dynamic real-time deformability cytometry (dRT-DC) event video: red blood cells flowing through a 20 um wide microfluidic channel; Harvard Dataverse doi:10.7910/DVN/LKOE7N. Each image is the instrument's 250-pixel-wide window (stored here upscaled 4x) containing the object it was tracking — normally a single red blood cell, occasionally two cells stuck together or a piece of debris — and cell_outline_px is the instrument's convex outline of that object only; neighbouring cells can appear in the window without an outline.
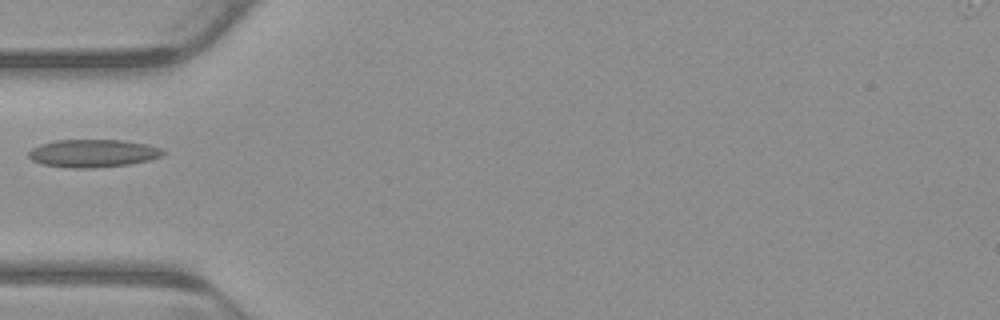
{"species": "common noctule bat (a hibernating species)", "species_latin": "Nyctalus noctula", "temperature_condition": "warm", "stored_images_in_passage": 5, "camera_frame_rate_fps": 3000, "um_per_image_px": 0.085, "animal": {"sex": "male", "body_mass_g": 23.1, "forearm_length_mm": 52.7}, "frame": {"image": 1, "passage_image": 5, "time_ms": 1.333, "image_size_px": [1000, 320], "cell_outline_px": [[164, 152], [160, 156], [148, 160], [128, 164], [92, 168], [68, 168], [44, 164], [32, 160], [28, 156], [28, 152], [32, 148], [40, 144], [56, 140], [124, 140], [148, 144], [160, 148]], "centroid_in_image_um": [7.87, 13.02], "position_along_channel_um": 77.1, "area_um2": 21.68}}